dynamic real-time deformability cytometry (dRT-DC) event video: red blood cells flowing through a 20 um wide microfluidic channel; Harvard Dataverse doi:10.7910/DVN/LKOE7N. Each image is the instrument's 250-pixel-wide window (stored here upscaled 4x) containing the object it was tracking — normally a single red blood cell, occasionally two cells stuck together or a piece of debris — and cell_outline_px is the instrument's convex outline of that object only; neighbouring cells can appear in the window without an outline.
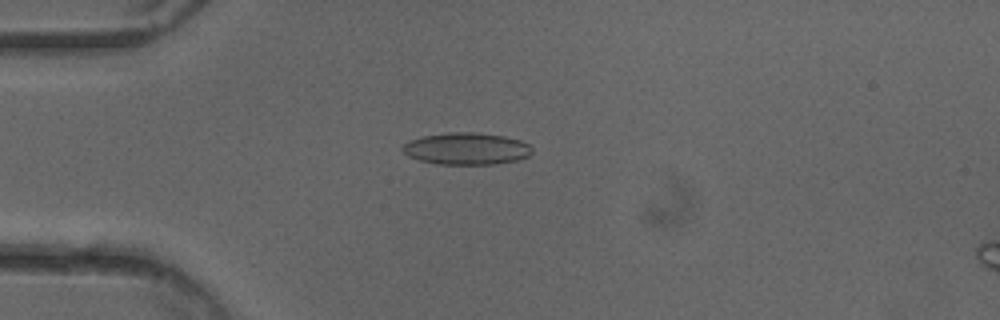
{"species": "common noctule bat (a hibernating species)", "species_latin": "Nyctalus noctula", "temperature_condition": "cold", "stored_images_in_passage": 50, "camera_frame_rate_fps": 3000, "um_per_image_px": 0.085, "animal": {"sex": "female"}, "frame": {"image": 1, "passage_image": 13, "time_ms": 4.0, "image_size_px": [1000, 320], "cell_outline_px": [[532, 152], [528, 156], [520, 160], [496, 164], [436, 164], [420, 160], [408, 156], [400, 148], [408, 140], [424, 136], [448, 132], [476, 132], [504, 136], [520, 140], [528, 144], [532, 148]], "centroid_in_image_um": [39.65, 12.64], "position_along_channel_um": 45.3, "area_um2": 24.28}}
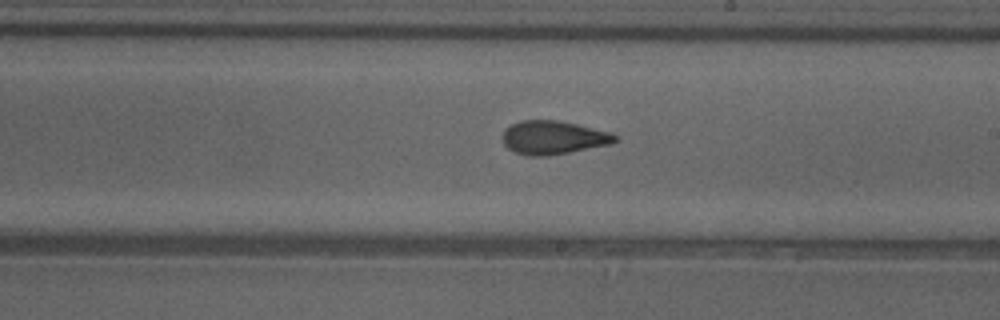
{"frame": {"image": 2, "passage_image": 29, "time_ms": 9.333, "image_size_px": [1000, 320], "cell_outline_px": [[616, 140], [608, 144], [548, 156], [528, 156], [516, 152], [508, 148], [504, 144], [504, 132], [512, 124], [520, 120], [560, 120], [612, 132], [616, 136]], "centroid_in_image_um": [47.03, 11.68], "position_along_channel_um": 242.0, "area_um2": 21.68}}
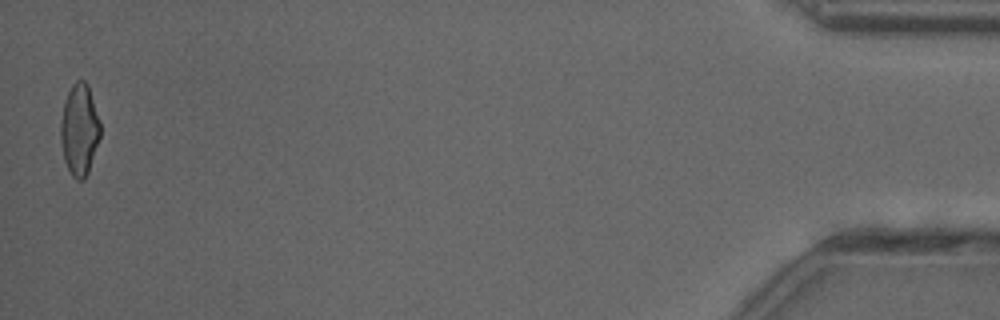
{"frame": {"image": 3, "passage_image": 50, "time_ms": 16.333, "image_size_px": [1000, 320], "cell_outline_px": [[100, 136], [88, 172], [84, 180], [76, 180], [72, 176], [64, 160], [60, 140], [60, 124], [64, 100], [72, 84], [76, 80], [84, 80], [88, 84], [100, 120]], "centroid_in_image_um": [6.74, 11.01], "position_along_channel_um": 428.5, "area_um2": 21.27}, "authors_computed_cell_mechanics": {"area_um2": 22.0218, "velocity_mm_per_s": 4.0424, "shape_relaxation_time_tau1_ms": null, "shape_relaxation_time_tau2_ms": 1.6369, "deformation_change_tau1": null, "deformation_change_tau2": 0.0882}}